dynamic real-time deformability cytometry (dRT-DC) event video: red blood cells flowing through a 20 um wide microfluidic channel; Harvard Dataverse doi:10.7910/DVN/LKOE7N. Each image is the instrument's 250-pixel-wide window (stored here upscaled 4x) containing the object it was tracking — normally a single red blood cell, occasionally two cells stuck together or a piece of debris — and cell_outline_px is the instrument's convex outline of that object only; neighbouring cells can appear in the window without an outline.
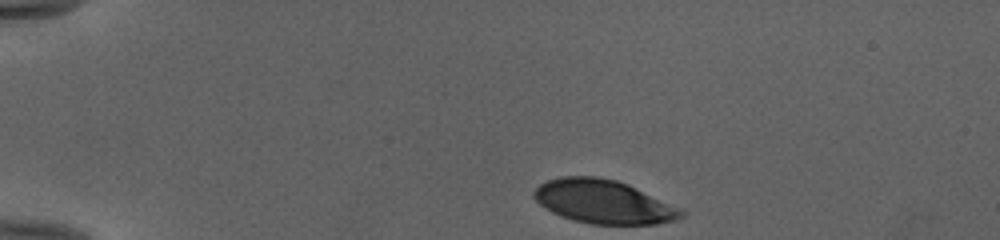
{"species": "human", "species_latin": "Homo sapiens", "temperature_condition": "cold", "stored_images_in_passage": 43, "camera_frame_rate_fps": 3000, "um_per_image_px": 0.085, "donor": {"sex": "female"}, "frame": {"image": 1, "passage_image": 1, "time_ms": 0.0, "image_size_px": [1000, 240], "cell_outline_px": [[684, 216], [676, 220], [656, 224], [592, 224], [572, 220], [560, 216], [544, 208], [532, 196], [532, 192], [540, 184], [548, 180], [560, 176], [596, 176], [616, 180], [628, 184], [684, 212]], "centroid_in_image_um": [51.21, 17.15], "position_along_channel_um": 33.8, "area_um2": 37.05}}
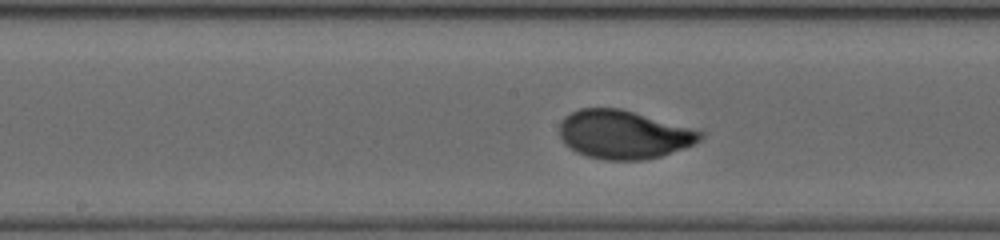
{"frame": {"image": 2, "passage_image": 19, "time_ms": 6.0, "image_size_px": [1000, 240], "cell_outline_px": [[704, 136], [700, 140], [684, 148], [660, 156], [640, 160], [604, 160], [588, 156], [576, 152], [564, 144], [560, 136], [560, 120], [564, 116], [580, 108], [620, 108], [704, 132]], "centroid_in_image_um": [52.96, 11.43], "position_along_channel_um": 195.2, "area_um2": 39.54}}
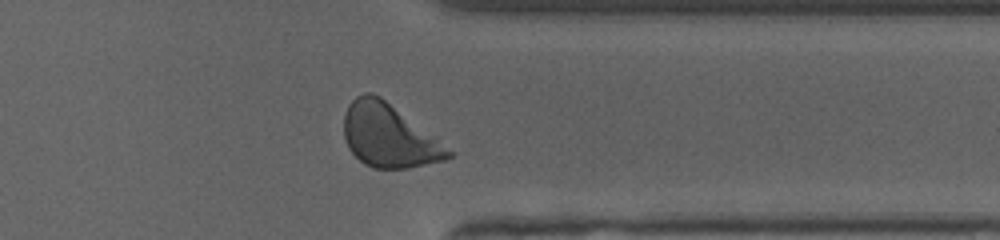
{"frame": {"image": 3, "passage_image": 33, "time_ms": 10.667, "image_size_px": [1000, 240], "cell_outline_px": [[452, 156], [444, 160], [408, 168], [372, 168], [364, 164], [348, 148], [344, 136], [344, 116], [348, 104], [356, 96], [364, 92], [372, 92], [380, 96], [440, 136], [452, 152]], "centroid_in_image_um": [33.11, 11.51], "position_along_channel_um": 378.3, "area_um2": 39.3}, "authors_computed_cell_mechanics": {"area_um2": 39.304, "velocity_mm_per_s": 3.9516, "shape_relaxation_time_tau1_ms": 2.3055, "shape_relaxation_time_tau2_ms": null, "deformation_change_tau1": 0.1561, "deformation_change_tau2": null}}